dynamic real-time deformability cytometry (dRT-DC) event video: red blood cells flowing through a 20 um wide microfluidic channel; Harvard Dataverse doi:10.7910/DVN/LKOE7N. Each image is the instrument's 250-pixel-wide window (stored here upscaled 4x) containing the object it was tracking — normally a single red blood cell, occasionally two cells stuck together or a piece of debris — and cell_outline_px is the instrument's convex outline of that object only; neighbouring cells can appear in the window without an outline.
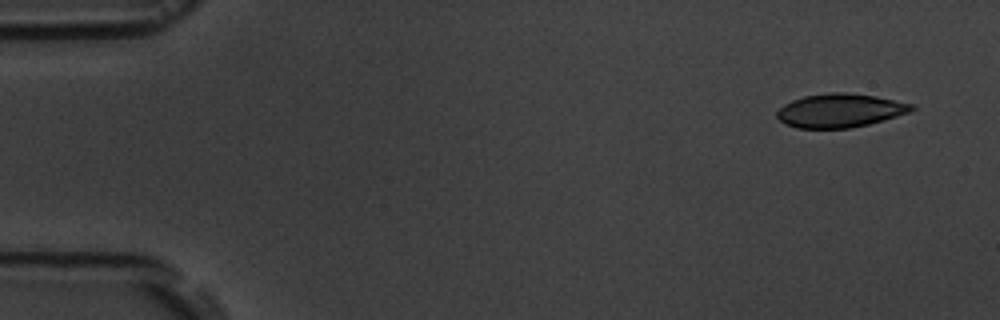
{"species": "common noctule bat (a hibernating species)", "species_latin": "Nyctalus noctula", "temperature_condition": "room temperature", "stored_images_in_passage": 6, "camera_frame_rate_fps": 3000, "um_per_image_px": 0.085, "animal": {"sex": "male", "body_mass_g": 19.5, "forearm_length_mm": 54.6}, "frame": {"image": 1, "passage_image": 1, "time_ms": 0.0, "image_size_px": [1000, 320], "cell_outline_px": [[916, 108], [908, 112], [884, 120], [868, 124], [848, 128], [796, 128], [780, 120], [776, 116], [776, 112], [784, 104], [792, 100], [804, 96], [828, 92], [844, 92], [876, 96], [916, 104]], "centroid_in_image_um": [71.41, 9.38], "position_along_channel_um": 13.6, "area_um2": 26.41}}
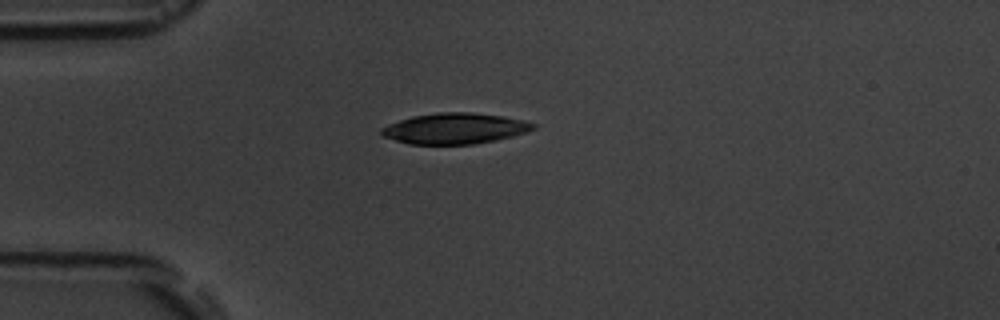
{"frame": {"image": 2, "passage_image": 4, "time_ms": 3.667, "image_size_px": [1000, 320], "cell_outline_px": [[536, 128], [528, 132], [496, 140], [472, 144], [408, 144], [380, 136], [380, 128], [388, 124], [412, 116], [440, 112], [472, 112], [500, 116], [520, 120], [536, 124]], "centroid_in_image_um": [38.61, 10.92], "position_along_channel_um": 46.4, "area_um2": 27.22}}
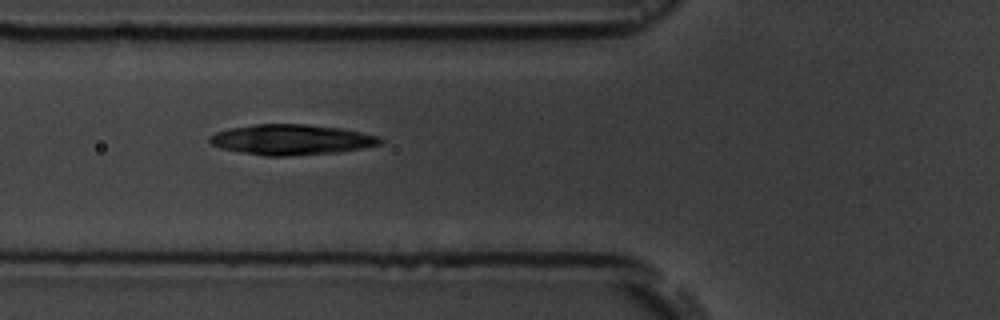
{"frame": {"image": 3, "passage_image": 6, "time_ms": 5.667, "image_size_px": [1000, 320], "cell_outline_px": [[384, 140], [380, 144], [364, 148], [336, 152], [288, 156], [264, 156], [240, 152], [220, 148], [212, 144], [208, 140], [208, 136], [216, 132], [228, 128], [256, 124], [304, 124], [340, 128], [380, 136]], "centroid_in_image_um": [24.75, 11.87], "position_along_channel_um": 101.1, "area_um2": 30.29}}